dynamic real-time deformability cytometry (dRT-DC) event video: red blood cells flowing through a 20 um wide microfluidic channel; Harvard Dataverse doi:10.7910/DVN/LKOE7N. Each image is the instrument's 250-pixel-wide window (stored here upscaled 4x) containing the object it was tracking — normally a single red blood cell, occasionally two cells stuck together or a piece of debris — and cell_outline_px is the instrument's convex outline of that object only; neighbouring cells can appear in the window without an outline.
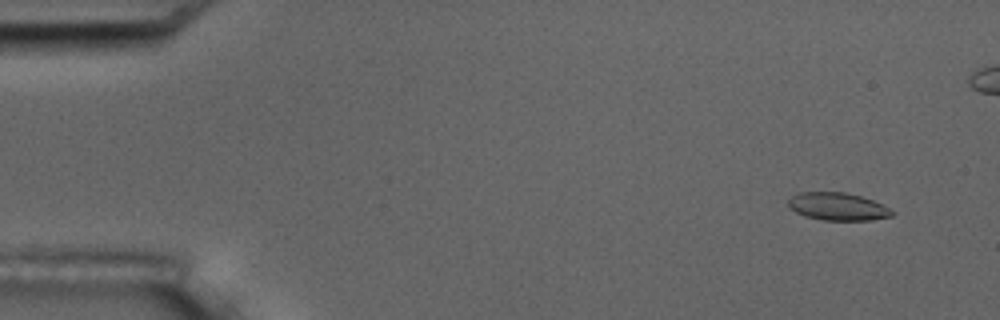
{"species": "common noctule bat (a hibernating species)", "species_latin": "Nyctalus noctula", "temperature_condition": "room temperature", "stored_images_in_passage": 11, "camera_frame_rate_fps": 3000, "um_per_image_px": 0.085, "animal": {"sex": "male", "body_mass_g": 17.5, "forearm_length_mm": 52.3}, "frame": {"image": 1, "passage_image": 2, "time_ms": 1.0, "image_size_px": [1000, 320], "cell_outline_px": [[896, 212], [892, 216], [872, 220], [824, 220], [804, 216], [788, 208], [788, 200], [792, 196], [800, 192], [844, 192], [860, 196], [872, 200]], "centroid_in_image_um": [71.18, 17.56], "position_along_channel_um": 13.8, "area_um2": 16.7}}
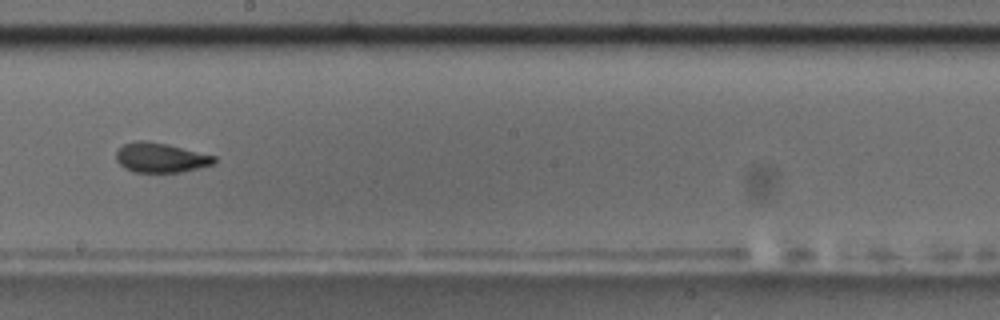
{"frame": {"image": 2, "passage_image": 10, "time_ms": 10.333, "image_size_px": [1000, 320], "cell_outline_px": [[216, 164], [180, 172], [132, 172], [124, 168], [116, 160], [116, 152], [124, 144], [136, 140], [144, 140], [168, 144], [216, 156]], "centroid_in_image_um": [13.66, 13.4], "position_along_channel_um": 234.5, "area_um2": 17.05}}